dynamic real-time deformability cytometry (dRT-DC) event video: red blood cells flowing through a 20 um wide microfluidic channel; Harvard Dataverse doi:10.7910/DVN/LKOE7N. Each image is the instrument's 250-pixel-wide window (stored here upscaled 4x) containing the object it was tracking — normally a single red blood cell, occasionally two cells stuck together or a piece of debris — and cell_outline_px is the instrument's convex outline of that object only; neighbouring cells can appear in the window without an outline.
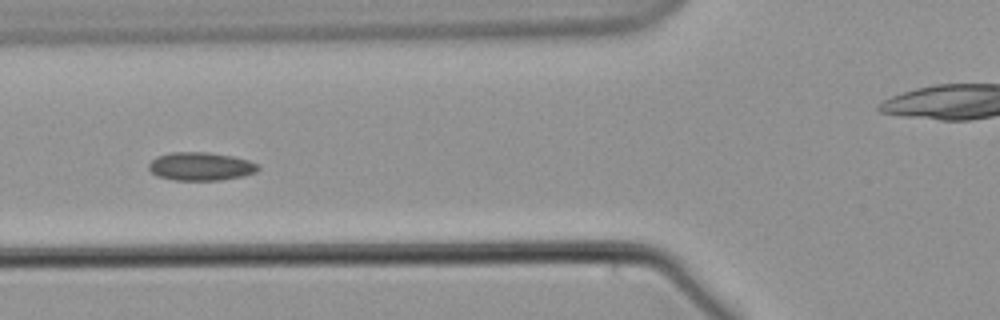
{"species": "common noctule bat (a hibernating species)", "species_latin": "Nyctalus noctula", "temperature_condition": "warm", "stored_images_in_passage": 44, "camera_frame_rate_fps": 3000, "um_per_image_px": 0.085, "animal": {"sex": "male", "body_mass_g": 21.5, "forearm_length_mm": 52.0}, "frame": {"image": 1, "passage_image": 7, "time_ms": 2.0, "image_size_px": [1000, 320], "cell_outline_px": [[260, 168], [256, 172], [244, 176], [220, 180], [172, 180], [156, 176], [148, 168], [148, 164], [156, 156], [172, 152], [208, 152], [232, 156], [248, 160], [256, 164]], "centroid_in_image_um": [17.04, 14.14], "position_along_channel_um": 108.8, "area_um2": 18.09}}
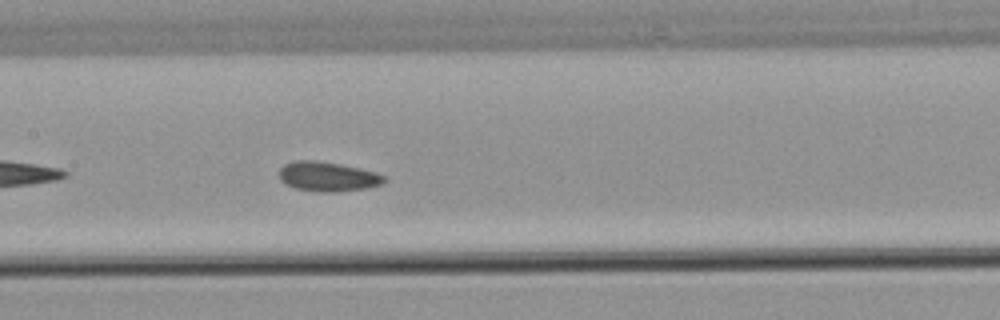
{"frame": {"image": 2, "passage_image": 13, "time_ms": 4.0, "image_size_px": [1000, 320], "cell_outline_px": [[388, 180], [384, 184], [368, 188], [336, 192], [320, 192], [296, 188], [284, 184], [280, 180], [280, 168], [284, 164], [296, 160], [316, 160], [340, 164], [360, 168], [376, 172], [384, 176]], "centroid_in_image_um": [27.89, 15.01], "position_along_channel_um": 179.5, "area_um2": 18.32}}